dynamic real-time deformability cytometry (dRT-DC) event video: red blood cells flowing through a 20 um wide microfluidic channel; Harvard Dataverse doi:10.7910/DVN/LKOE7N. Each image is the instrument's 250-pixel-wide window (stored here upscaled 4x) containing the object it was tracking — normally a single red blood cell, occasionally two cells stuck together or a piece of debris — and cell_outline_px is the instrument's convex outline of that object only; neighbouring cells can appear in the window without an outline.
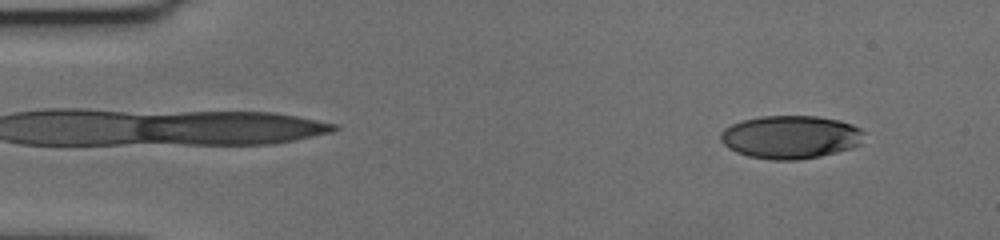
{"species": "human", "species_latin": "Homo sapiens", "temperature_condition": "cold", "stored_images_in_passage": 57, "camera_frame_rate_fps": 3000, "um_per_image_px": 0.085, "donor": {"sex": "female"}, "frame": {"image": 1, "passage_image": 5, "time_ms": 1.333, "image_size_px": [1000, 240], "cell_outline_px": [[864, 132], [860, 144], [852, 148], [820, 156], [796, 160], [772, 160], [748, 156], [736, 152], [728, 148], [720, 140], [720, 132], [724, 128], [732, 124], [744, 120], [760, 116], [816, 116], [840, 120], [852, 124], [860, 128]], "centroid_in_image_um": [67.19, 11.65], "position_along_channel_um": 17.8, "area_um2": 36.18}}
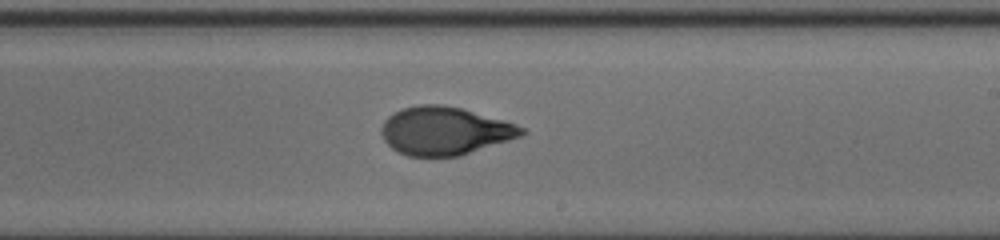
{"frame": {"image": 2, "passage_image": 34, "time_ms": 11.0, "image_size_px": [1000, 240], "cell_outline_px": [[528, 132], [520, 136], [460, 156], [408, 156], [392, 148], [384, 140], [380, 132], [380, 128], [384, 120], [388, 116], [404, 108], [420, 104], [444, 104], [460, 108], [504, 120], [516, 124], [524, 128]], "centroid_in_image_um": [37.79, 11.12], "position_along_channel_um": 251.2, "area_um2": 39.13}}
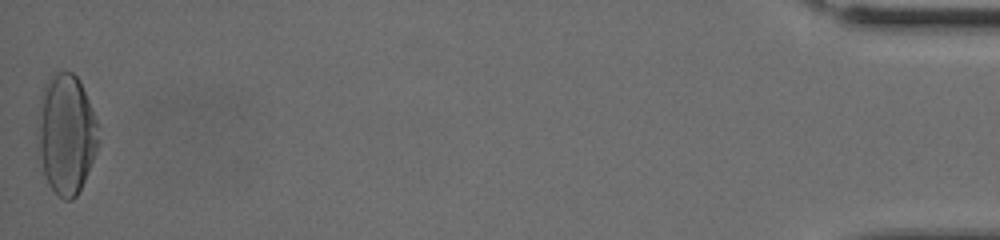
{"frame": {"image": 3, "passage_image": 57, "time_ms": 18.667, "image_size_px": [1000, 240], "cell_outline_px": [[100, 140], [96, 152], [84, 180], [76, 196], [72, 200], [64, 200], [48, 184], [44, 176], [36, 156], [36, 132], [40, 96], [44, 84], [52, 72], [72, 72], [80, 80], [92, 108], [96, 120]], "centroid_in_image_um": [5.57, 11.38], "position_along_channel_um": 429.6, "area_um2": 43.35}, "authors_computed_cell_mechanics": {"area_um2": 38.6104, "velocity_mm_per_s": 3.5756, "shape_relaxation_time_tau1_ms": 6.5124, "shape_relaxation_time_tau2_ms": 1.0629, "deformation_change_tau1": 0.2408, "deformation_change_tau2": 0.061}}